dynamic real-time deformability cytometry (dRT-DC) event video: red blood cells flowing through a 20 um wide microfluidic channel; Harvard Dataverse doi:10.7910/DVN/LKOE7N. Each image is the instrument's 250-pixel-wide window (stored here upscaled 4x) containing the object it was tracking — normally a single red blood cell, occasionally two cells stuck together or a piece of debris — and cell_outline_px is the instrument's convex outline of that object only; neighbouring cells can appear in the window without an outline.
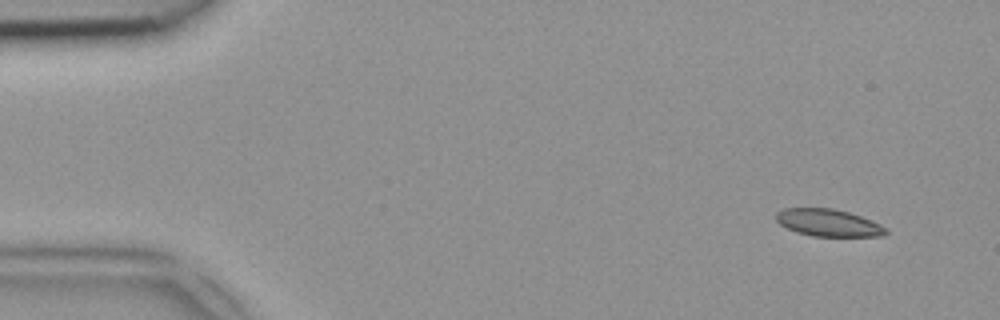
{"species": "common noctule bat (a hibernating species)", "species_latin": "Nyctalus noctula", "temperature_condition": "room temperature", "stored_images_in_passage": 45, "camera_frame_rate_fps": 3000, "um_per_image_px": 0.085, "animal": {"sex": "female", "body_mass_g": 18.4}, "frame": {"image": 1, "passage_image": 1, "time_ms": 0.0, "image_size_px": [1000, 320], "cell_outline_px": [[888, 232], [884, 236], [812, 236], [796, 232], [780, 224], [776, 220], [776, 212], [784, 208], [832, 208], [848, 212], [860, 216], [880, 224]], "centroid_in_image_um": [70.38, 18.93], "position_along_channel_um": 14.6, "area_um2": 17.28}}
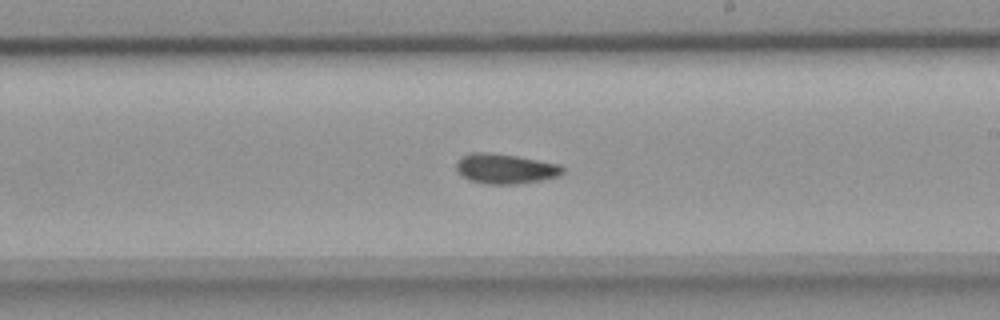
{"frame": {"image": 2, "passage_image": 25, "time_ms": 8.0, "image_size_px": [1000, 320], "cell_outline_px": [[564, 172], [556, 176], [540, 180], [512, 184], [488, 184], [468, 180], [456, 168], [456, 164], [468, 152], [488, 152], [516, 156], [560, 164], [564, 168]], "centroid_in_image_um": [42.95, 14.33], "position_along_channel_um": 246.0, "area_um2": 18.26}}
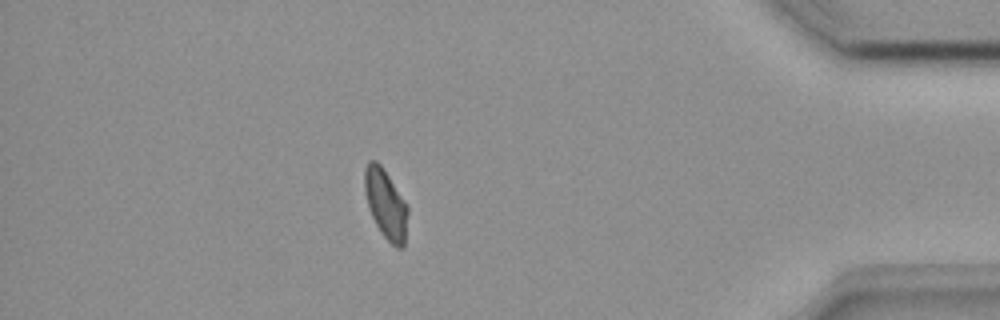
{"frame": {"image": 3, "passage_image": 39, "time_ms": 12.667, "image_size_px": [1000, 320], "cell_outline_px": [[408, 212], [404, 248], [396, 248], [380, 232], [368, 208], [364, 192], [364, 168], [368, 160], [376, 160], [384, 168], [408, 204]], "centroid_in_image_um": [32.79, 17.31], "position_along_channel_um": 402.4, "area_um2": 17.86}}